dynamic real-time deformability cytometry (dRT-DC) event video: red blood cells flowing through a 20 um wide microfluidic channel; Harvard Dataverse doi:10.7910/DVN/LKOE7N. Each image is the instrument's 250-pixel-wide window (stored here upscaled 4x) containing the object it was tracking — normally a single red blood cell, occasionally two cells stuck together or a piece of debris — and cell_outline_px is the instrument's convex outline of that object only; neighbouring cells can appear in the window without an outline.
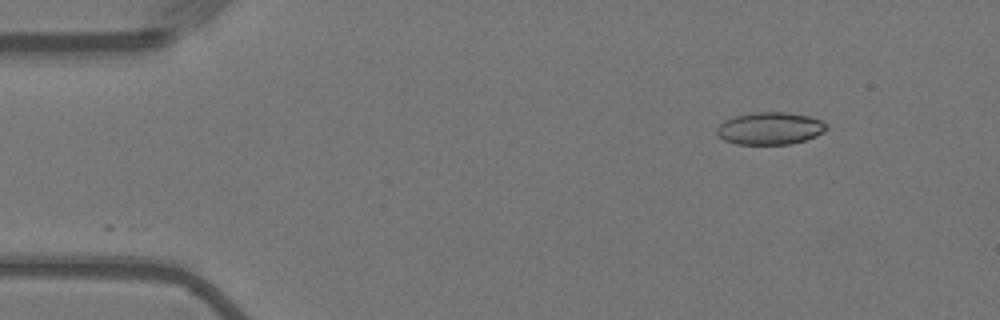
{"species": "Egyptian fruit bat (a non-hibernating species)", "species_latin": "Rousettus aegyptiacus", "temperature_condition": "warm", "stored_images_in_passage": 50, "camera_frame_rate_fps": 3000, "um_per_image_px": 0.085, "animal": {"sex": "female"}, "frame": {"image": 1, "passage_image": 1, "time_ms": 0.0, "image_size_px": [1000, 320], "cell_outline_px": [[828, 128], [824, 132], [816, 136], [804, 140], [788, 144], [736, 144], [724, 140], [716, 132], [716, 128], [724, 120], [736, 116], [752, 112], [788, 112], [808, 116], [820, 120], [828, 124]], "centroid_in_image_um": [65.46, 10.91], "position_along_channel_um": 19.5, "area_um2": 20.69}}
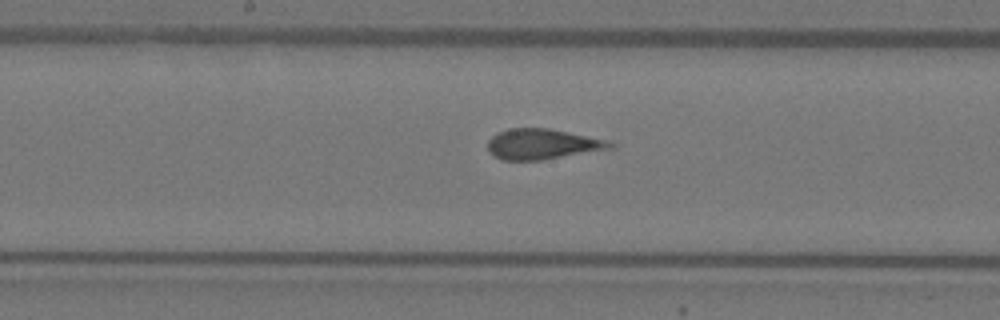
{"frame": {"image": 2, "passage_image": 23, "time_ms": 7.333, "image_size_px": [1000, 320], "cell_outline_px": [[616, 148], [540, 160], [500, 160], [488, 152], [488, 140], [496, 132], [508, 128], [548, 128], [608, 140], [616, 144]], "centroid_in_image_um": [46.1, 12.25], "position_along_channel_um": 202.1, "area_um2": 21.91}}
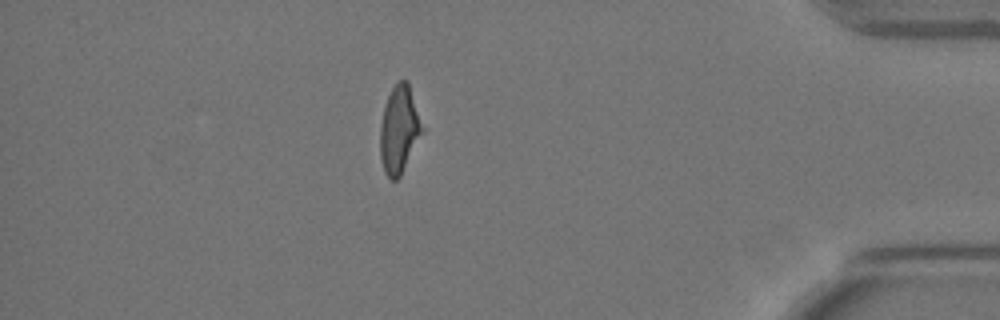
{"frame": {"image": 3, "passage_image": 43, "time_ms": 14.0, "image_size_px": [1000, 320], "cell_outline_px": [[424, 132], [400, 176], [396, 180], [392, 180], [384, 172], [380, 160], [380, 124], [384, 104], [392, 88], [400, 80], [408, 80], [424, 128]], "centroid_in_image_um": [33.94, 11.02], "position_along_channel_um": 401.3, "area_um2": 21.68}}